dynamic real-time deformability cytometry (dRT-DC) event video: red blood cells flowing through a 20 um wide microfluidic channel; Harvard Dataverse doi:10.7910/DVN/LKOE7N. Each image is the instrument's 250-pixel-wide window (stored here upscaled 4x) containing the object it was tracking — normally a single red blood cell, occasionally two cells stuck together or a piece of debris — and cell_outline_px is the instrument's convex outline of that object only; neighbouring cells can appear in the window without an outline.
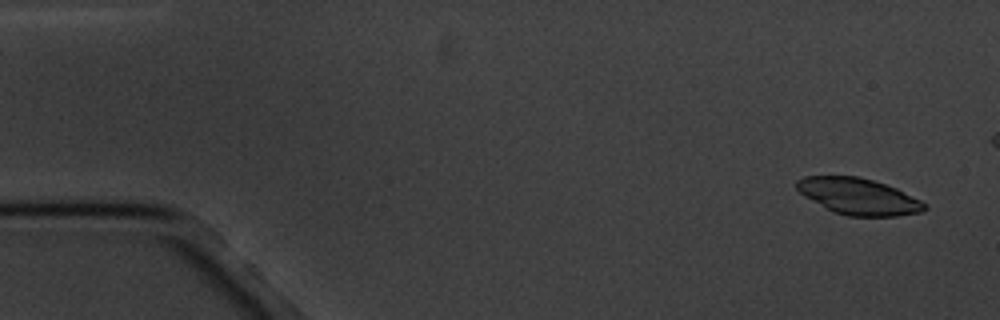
{"species": "common noctule bat (a hibernating species)", "species_latin": "Nyctalus noctula", "temperature_condition": "cold", "stored_images_in_passage": 5, "camera_frame_rate_fps": 3000, "um_per_image_px": 0.085, "animal": {"sex": "male", "body_mass_g": 20.1, "forearm_length_mm": 53.5}, "frame": {"image": 1, "passage_image": 1, "time_ms": 0.0, "image_size_px": [1000, 320], "cell_outline_px": [[928, 208], [920, 212], [896, 216], [848, 216], [832, 212], [804, 196], [796, 188], [796, 180], [804, 176], [860, 176], [896, 188], [928, 204]], "centroid_in_image_um": [72.95, 16.7], "position_along_channel_um": 12.0, "area_um2": 27.11}}